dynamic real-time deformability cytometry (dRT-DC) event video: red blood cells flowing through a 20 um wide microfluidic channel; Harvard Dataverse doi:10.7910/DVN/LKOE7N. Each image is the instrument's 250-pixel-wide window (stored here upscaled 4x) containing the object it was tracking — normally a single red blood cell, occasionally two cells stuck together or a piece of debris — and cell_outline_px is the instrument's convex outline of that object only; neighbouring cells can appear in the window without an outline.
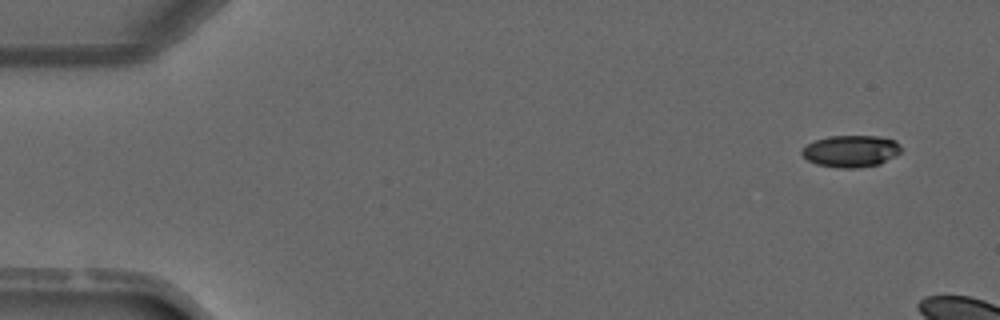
{"species": "common noctule bat (a hibernating species)", "species_latin": "Nyctalus noctula", "temperature_condition": "warm", "stored_images_in_passage": 6, "camera_frame_rate_fps": 3000, "um_per_image_px": 0.085, "animal": {"sex": "male", "forearm_length_mm": 52.5}, "frame": {"image": 1, "passage_image": 1, "time_ms": 0.0, "image_size_px": [1000, 320], "cell_outline_px": [[900, 152], [896, 156], [880, 164], [856, 168], [840, 168], [816, 164], [808, 160], [800, 152], [808, 144], [816, 140], [828, 136], [876, 136], [896, 140], [900, 144]], "centroid_in_image_um": [72.35, 12.85], "position_along_channel_um": 12.6, "area_um2": 18.38}}
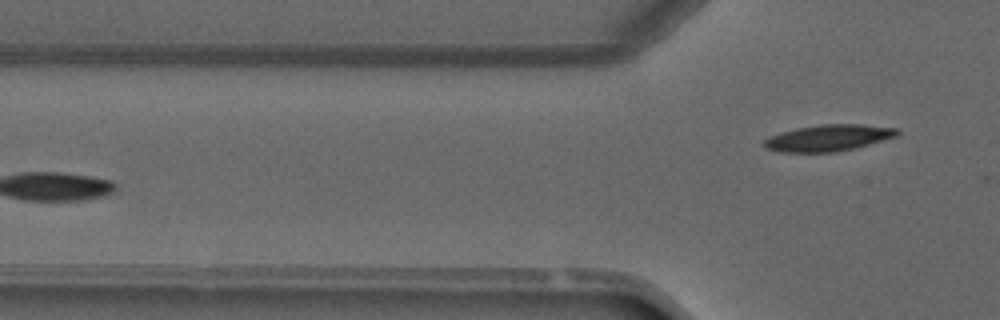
{"frame": {"image": 2, "passage_image": 6, "time_ms": 6.667, "image_size_px": [1000, 320], "cell_outline_px": [[900, 132], [896, 136], [856, 148], [836, 152], [780, 152], [764, 148], [760, 144], [768, 136], [780, 132], [796, 128], [820, 124], [860, 124], [900, 128]], "centroid_in_image_um": [70.37, 11.72], "position_along_channel_um": 55.4, "area_um2": 20.81}}